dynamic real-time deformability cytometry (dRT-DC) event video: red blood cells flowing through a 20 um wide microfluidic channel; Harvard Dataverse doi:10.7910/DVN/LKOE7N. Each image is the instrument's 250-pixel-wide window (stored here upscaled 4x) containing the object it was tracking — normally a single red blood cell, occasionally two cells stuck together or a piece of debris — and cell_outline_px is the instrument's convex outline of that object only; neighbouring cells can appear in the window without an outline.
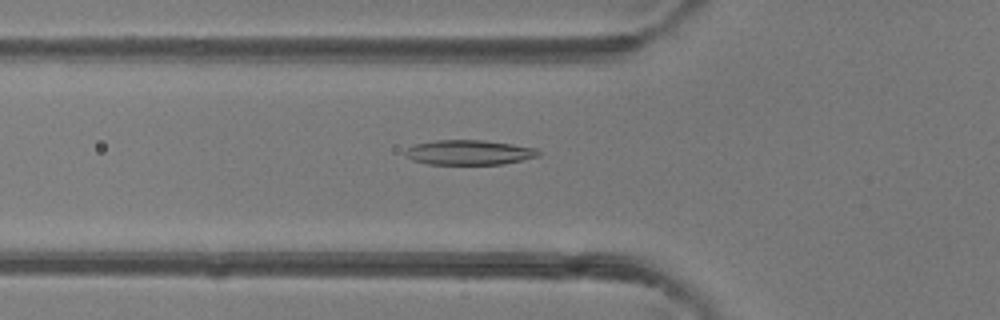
{"species": "common noctule bat (a hibernating species)", "species_latin": "Nyctalus noctula", "temperature_condition": "room temperature", "stored_images_in_passage": 40, "camera_frame_rate_fps": 3000, "um_per_image_px": 0.085, "animal": {"sex": "female"}, "frame": {"image": 1, "passage_image": 9, "time_ms": 2.667, "image_size_px": [1000, 320], "cell_outline_px": [[540, 156], [504, 164], [428, 164], [412, 160], [404, 152], [408, 148], [416, 144], [436, 140], [484, 140], [512, 144], [536, 148], [540, 152]], "centroid_in_image_um": [39.91, 12.96], "position_along_channel_um": 85.9, "area_um2": 19.19}}
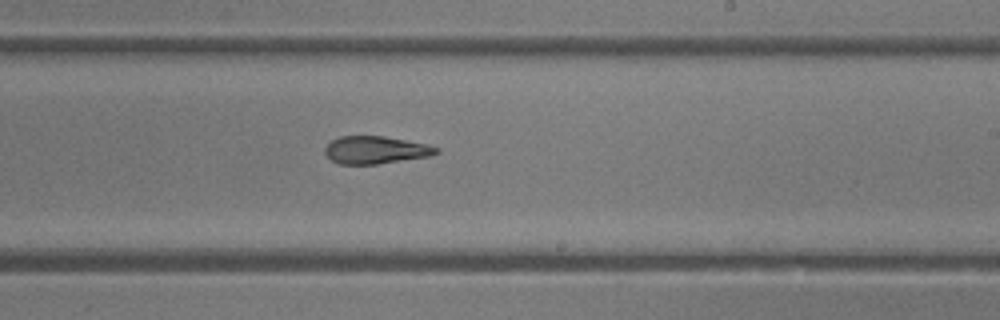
{"frame": {"image": 2, "passage_image": 21, "time_ms": 6.667, "image_size_px": [1000, 320], "cell_outline_px": [[440, 152], [428, 156], [376, 164], [340, 164], [332, 160], [324, 152], [324, 148], [332, 140], [340, 136], [384, 136], [424, 144], [440, 148]], "centroid_in_image_um": [31.9, 12.74], "position_along_channel_um": 257.1, "area_um2": 17.63}}
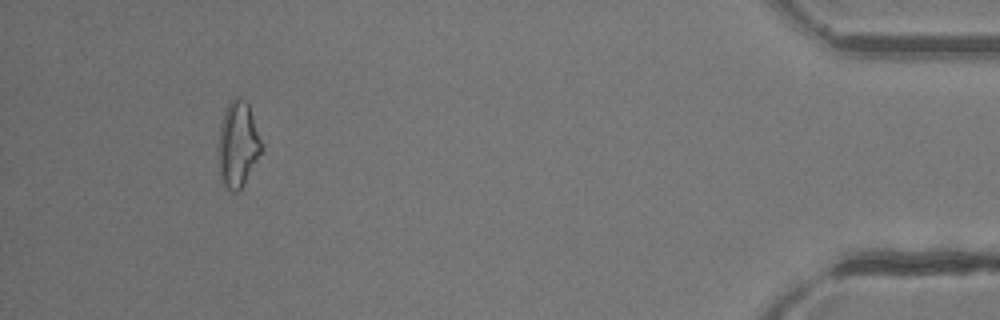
{"frame": {"image": 3, "passage_image": 37, "time_ms": 12.0, "image_size_px": [1000, 320], "cell_outline_px": [[264, 144], [244, 184], [236, 192], [232, 192], [224, 188], [220, 180], [216, 148], [220, 124], [224, 112], [232, 96], [240, 96], [248, 104]], "centroid_in_image_um": [20.18, 12.27], "position_along_channel_um": 415.0, "area_um2": 22.14}, "authors_computed_cell_mechanics": {"area_um2": 19.3052, "velocity_mm_per_s": 4.2639, "shape_relaxation_time_tau1_ms": 9.1619, "shape_relaxation_time_tau2_ms": 2.1617, "deformation_change_tau1": 0.246, "deformation_change_tau2": 0.1038}}